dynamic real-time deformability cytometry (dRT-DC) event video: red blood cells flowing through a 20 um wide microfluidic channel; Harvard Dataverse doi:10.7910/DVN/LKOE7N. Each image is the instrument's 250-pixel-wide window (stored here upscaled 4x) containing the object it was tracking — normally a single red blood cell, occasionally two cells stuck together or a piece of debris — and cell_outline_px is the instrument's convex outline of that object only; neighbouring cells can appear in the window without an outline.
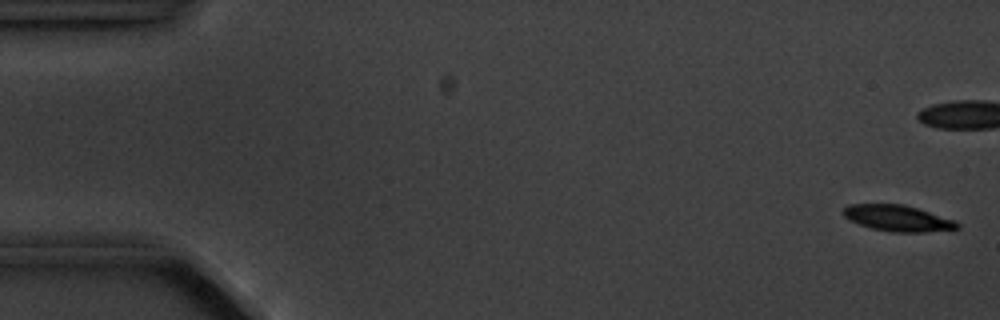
{"species": "common noctule bat (a hibernating species)", "species_latin": "Nyctalus noctula", "temperature_condition": "cold", "stored_images_in_passage": 6, "camera_frame_rate_fps": 3000, "um_per_image_px": 0.085, "animal": {"sex": "male", "body_mass_g": 20.1, "forearm_length_mm": 53.5}, "frame": {"image": 1, "passage_image": 1, "time_ms": 0.0, "image_size_px": [1000, 320], "cell_outline_px": [[960, 228], [924, 232], [892, 232], [872, 228], [848, 220], [844, 216], [844, 208], [848, 204], [904, 204], [956, 220], [960, 224]], "centroid_in_image_um": [76.33, 18.54], "position_along_channel_um": 8.7, "area_um2": 17.28}}